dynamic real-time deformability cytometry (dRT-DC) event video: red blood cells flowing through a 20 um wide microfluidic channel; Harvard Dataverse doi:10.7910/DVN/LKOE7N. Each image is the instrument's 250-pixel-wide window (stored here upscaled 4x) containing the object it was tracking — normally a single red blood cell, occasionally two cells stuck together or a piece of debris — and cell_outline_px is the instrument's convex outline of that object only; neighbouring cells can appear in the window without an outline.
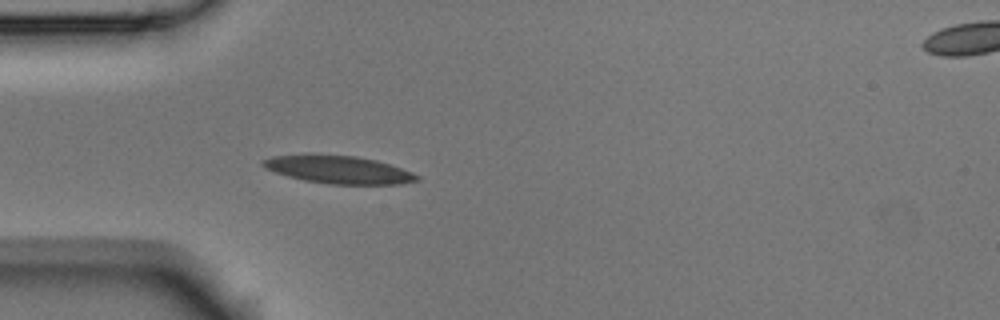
{"species": "Egyptian fruit bat (a non-hibernating species)", "species_latin": "Rousettus aegyptiacus", "temperature_condition": "room temperature", "stored_images_in_passage": 5, "segment_of_instrument_passage": [1, 2], "camera_frame_rate_fps": 3000, "um_per_image_px": 0.085, "animal": {"sex": "male"}, "frame": {"image": 1, "passage_image": 4, "time_ms": 1.0, "image_size_px": [1000, 320], "cell_outline_px": [[420, 180], [400, 184], [328, 184], [304, 180], [288, 176], [264, 168], [260, 164], [260, 160], [272, 156], [356, 156], [376, 160], [412, 172], [420, 176]], "centroid_in_image_um": [28.8, 14.44], "position_along_channel_um": 56.2, "area_um2": 24.33}}